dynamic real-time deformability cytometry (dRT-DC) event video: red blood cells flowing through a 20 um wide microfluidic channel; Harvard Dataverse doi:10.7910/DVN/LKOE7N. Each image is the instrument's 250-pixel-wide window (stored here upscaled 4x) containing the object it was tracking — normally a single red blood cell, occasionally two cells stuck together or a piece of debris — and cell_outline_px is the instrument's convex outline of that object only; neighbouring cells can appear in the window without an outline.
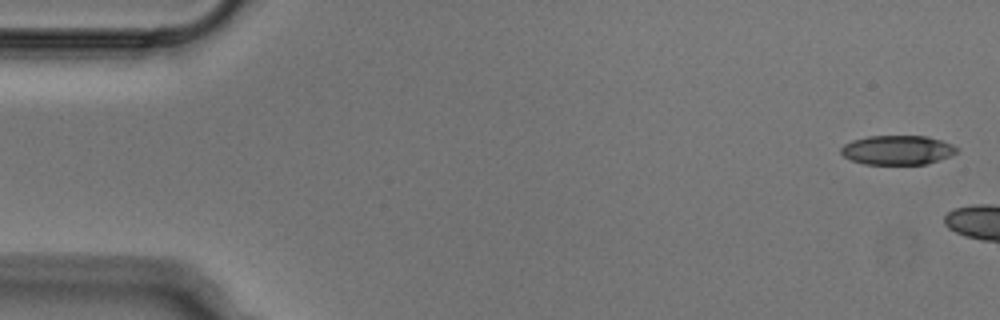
{"species": "Egyptian fruit bat (a non-hibernating species)", "species_latin": "Rousettus aegyptiacus", "temperature_condition": "cold", "stored_images_in_passage": 5, "camera_frame_rate_fps": 3000, "um_per_image_px": 0.085, "animal": {"sex": "male"}, "frame": {"image": 1, "passage_image": 1, "time_ms": 0.0, "image_size_px": [1000, 320], "cell_outline_px": [[960, 148], [956, 152], [948, 156], [928, 164], [864, 164], [852, 160], [844, 156], [840, 152], [840, 148], [844, 144], [852, 140], [868, 136], [928, 136], [952, 144]], "centroid_in_image_um": [76.27, 12.75], "position_along_channel_um": 8.7, "area_um2": 19.77}}